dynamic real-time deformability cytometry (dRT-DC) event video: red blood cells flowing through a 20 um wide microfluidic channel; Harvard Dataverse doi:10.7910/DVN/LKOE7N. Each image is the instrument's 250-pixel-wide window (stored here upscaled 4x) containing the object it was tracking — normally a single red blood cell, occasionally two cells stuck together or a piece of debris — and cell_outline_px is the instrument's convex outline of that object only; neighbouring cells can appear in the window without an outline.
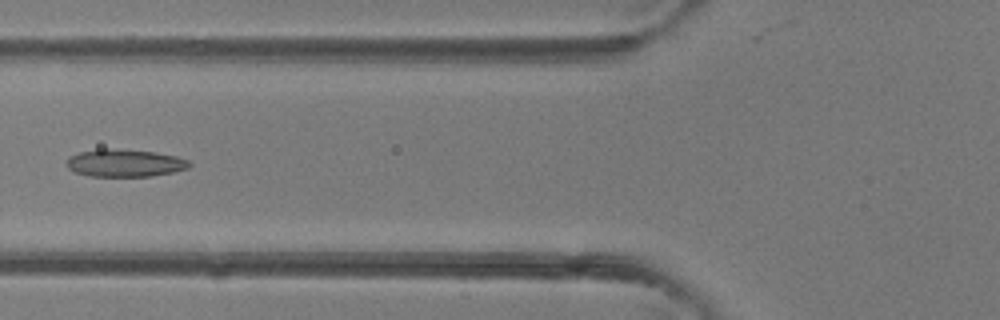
{"species": "common noctule bat (a hibernating species)", "species_latin": "Nyctalus noctula", "temperature_condition": "room temperature", "stored_images_in_passage": 5, "camera_frame_rate_fps": 3000, "um_per_image_px": 0.085, "animal": {"sex": "female"}, "frame": {"image": 1, "passage_image": 5, "time_ms": 4.667, "image_size_px": [1000, 320], "cell_outline_px": [[192, 164], [188, 168], [172, 172], [152, 176], [88, 176], [76, 172], [68, 168], [64, 164], [64, 160], [68, 156], [80, 152], [104, 148], [116, 148], [156, 152], [176, 156], [188, 160]], "centroid_in_image_um": [10.56, 13.85], "position_along_channel_um": 115.2, "area_um2": 19.94}}